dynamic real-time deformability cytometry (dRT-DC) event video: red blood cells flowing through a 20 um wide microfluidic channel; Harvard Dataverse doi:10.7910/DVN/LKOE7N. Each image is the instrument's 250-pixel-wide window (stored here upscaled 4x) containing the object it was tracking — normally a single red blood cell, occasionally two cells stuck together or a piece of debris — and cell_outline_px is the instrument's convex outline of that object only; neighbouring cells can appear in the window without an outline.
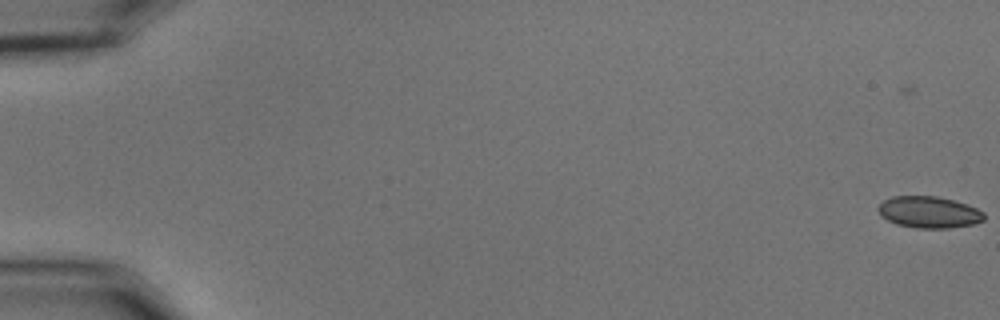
{"species": "common noctule bat (a hibernating species)", "species_latin": "Nyctalus noctula", "temperature_condition": "cold", "stored_images_in_passage": 4, "camera_frame_rate_fps": 3000, "um_per_image_px": 0.085, "animal": {"sex": "male", "body_mass_g": 15.6}, "frame": {"image": 1, "passage_image": 4, "time_ms": 1.0, "image_size_px": [1000, 320], "cell_outline_px": [[984, 220], [972, 224], [948, 228], [916, 228], [896, 224], [880, 216], [876, 208], [884, 200], [892, 196], [936, 196], [952, 200], [976, 208], [984, 212]], "centroid_in_image_um": [78.91, 18.04], "position_along_channel_um": 6.1, "area_um2": 19.42}}